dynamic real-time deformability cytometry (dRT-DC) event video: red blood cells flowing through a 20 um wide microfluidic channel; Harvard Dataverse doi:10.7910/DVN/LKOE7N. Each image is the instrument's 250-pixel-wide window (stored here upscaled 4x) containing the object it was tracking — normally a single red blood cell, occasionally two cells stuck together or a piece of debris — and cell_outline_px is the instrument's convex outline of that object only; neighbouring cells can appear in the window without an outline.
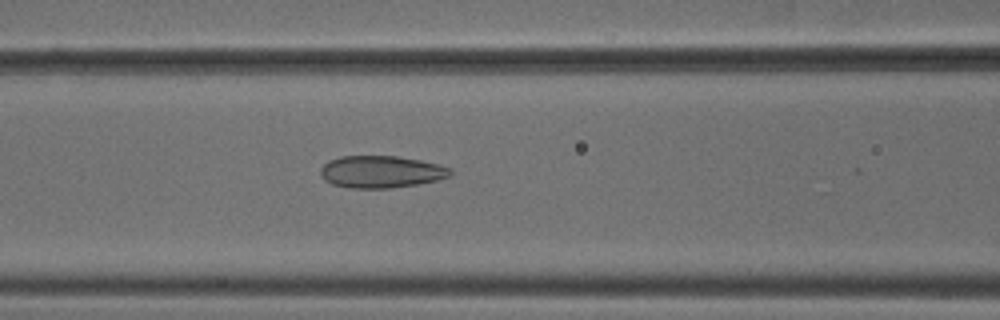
{"species": "common noctule bat (a hibernating species)", "species_latin": "Nyctalus noctula", "temperature_condition": "cold", "stored_images_in_passage": 52, "camera_frame_rate_fps": 3000, "um_per_image_px": 0.085, "animal": {"sex": "male", "body_mass_g": 18.8}, "frame": {"image": 1, "passage_image": 22, "time_ms": 7.0, "image_size_px": [1000, 320], "cell_outline_px": [[452, 172], [448, 176], [436, 180], [416, 184], [388, 188], [348, 188], [332, 184], [324, 180], [320, 176], [320, 168], [328, 160], [340, 156], [396, 156], [420, 160], [440, 164], [452, 168]], "centroid_in_image_um": [32.35, 14.59], "position_along_channel_um": 134.2, "area_um2": 24.39}}
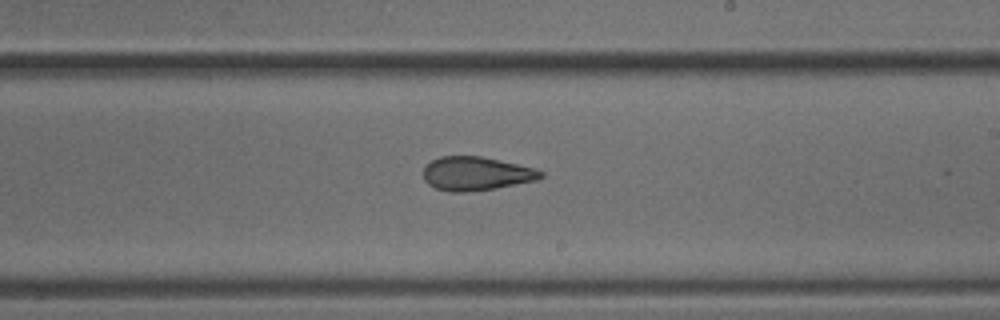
{"frame": {"image": 2, "passage_image": 31, "time_ms": 10.0, "image_size_px": [1000, 320], "cell_outline_px": [[544, 176], [536, 180], [496, 188], [464, 192], [448, 192], [436, 188], [428, 184], [424, 180], [424, 168], [432, 160], [440, 156], [480, 156], [500, 160], [536, 168], [544, 172]], "centroid_in_image_um": [40.48, 14.75], "position_along_channel_um": 248.5, "area_um2": 23.06}}
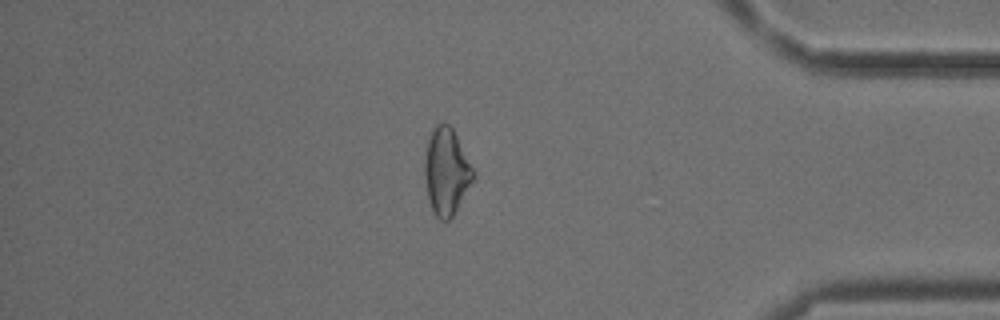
{"frame": {"image": 3, "passage_image": 45, "time_ms": 14.667, "image_size_px": [1000, 320], "cell_outline_px": [[472, 180], [452, 216], [448, 220], [440, 220], [436, 216], [432, 208], [428, 196], [424, 176], [424, 152], [432, 128], [436, 124], [444, 120], [452, 128], [472, 168]], "centroid_in_image_um": [37.88, 14.52], "position_along_channel_um": 397.3, "area_um2": 23.93}, "authors_computed_cell_mechanics": {"area_um2": 24.9696, "velocity_mm_per_s": 3.8097, "shape_relaxation_time_tau1_ms": null, "shape_relaxation_time_tau2_ms": 2.3774, "deformation_change_tau1": null, "deformation_change_tau2": 0.1056}}